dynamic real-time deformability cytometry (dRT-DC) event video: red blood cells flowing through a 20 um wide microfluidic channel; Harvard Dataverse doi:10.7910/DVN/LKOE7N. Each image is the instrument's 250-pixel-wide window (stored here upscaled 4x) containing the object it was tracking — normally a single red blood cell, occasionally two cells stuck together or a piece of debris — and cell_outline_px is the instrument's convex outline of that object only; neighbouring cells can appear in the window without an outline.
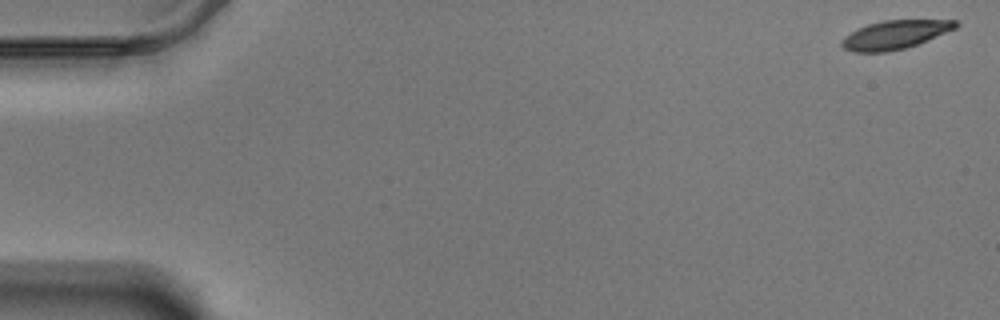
{"species": "Egyptian fruit bat (a non-hibernating species)", "species_latin": "Rousettus aegyptiacus", "temperature_condition": "warm", "stored_images_in_passage": 5, "camera_frame_rate_fps": 3000, "um_per_image_px": 0.085, "animal": {"sex": "male"}, "frame": {"image": 1, "passage_image": 1, "time_ms": 0.0, "image_size_px": [1000, 320], "cell_outline_px": [[960, 24], [956, 28], [916, 44], [904, 48], [888, 52], [852, 52], [844, 48], [840, 44], [852, 32], [868, 24], [884, 20], [956, 20]], "centroid_in_image_um": [76.1, 2.95], "position_along_channel_um": 8.9, "area_um2": 18.55}}